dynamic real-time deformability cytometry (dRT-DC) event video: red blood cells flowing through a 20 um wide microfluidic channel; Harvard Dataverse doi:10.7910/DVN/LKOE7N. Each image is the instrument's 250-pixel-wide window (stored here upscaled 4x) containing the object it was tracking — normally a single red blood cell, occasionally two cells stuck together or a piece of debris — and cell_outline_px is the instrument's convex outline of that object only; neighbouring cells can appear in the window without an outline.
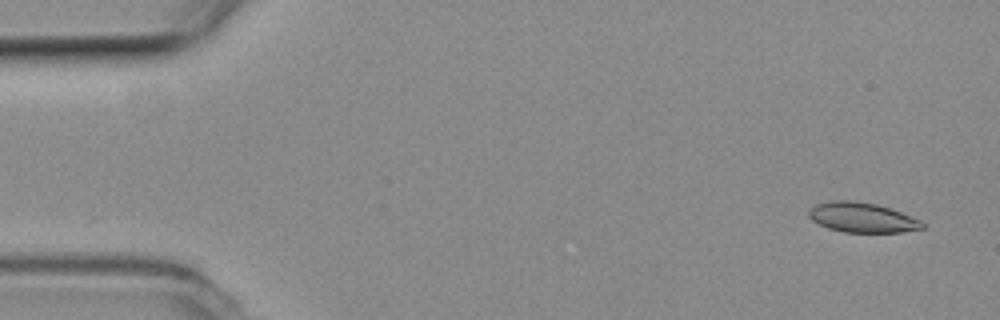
{"species": "common noctule bat (a hibernating species)", "species_latin": "Nyctalus noctula", "temperature_condition": "room temperature", "stored_images_in_passage": 54, "camera_frame_rate_fps": 3000, "um_per_image_px": 0.085, "animal": {"sex": "female", "body_mass_g": 19.3, "forearm_length_mm": 54.1}, "frame": {"image": 1, "passage_image": 3, "time_ms": 0.667, "image_size_px": [1000, 320], "cell_outline_px": [[924, 228], [900, 232], [844, 232], [828, 228], [812, 220], [808, 216], [808, 208], [816, 204], [832, 200], [852, 200], [876, 204], [900, 212], [920, 220], [924, 224]], "centroid_in_image_um": [73.23, 18.48], "position_along_channel_um": 11.8, "area_um2": 19.65}}
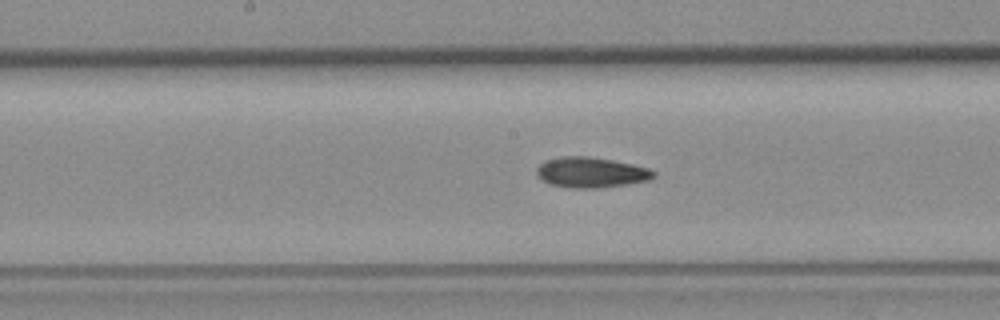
{"frame": {"image": 2, "passage_image": 27, "time_ms": 8.667, "image_size_px": [1000, 320], "cell_outline_px": [[656, 176], [648, 180], [628, 184], [596, 188], [568, 188], [548, 184], [540, 180], [536, 176], [536, 168], [544, 160], [564, 156], [588, 156], [612, 160], [632, 164], [648, 168], [656, 172]], "centroid_in_image_um": [50.19, 14.66], "position_along_channel_um": 198.0, "area_um2": 20.98}}
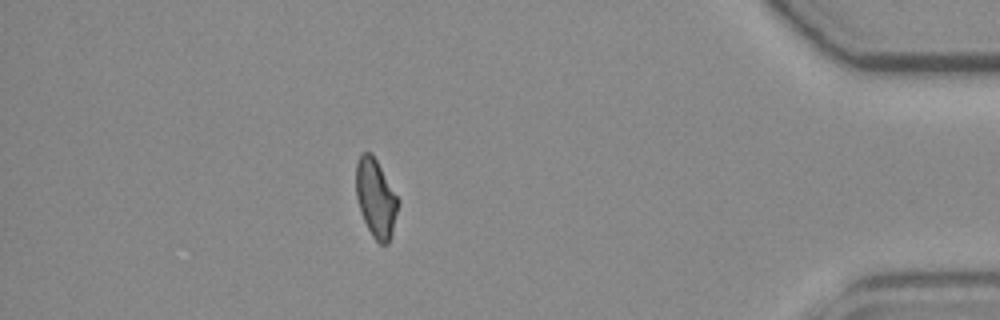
{"frame": {"image": 3, "passage_image": 47, "time_ms": 15.333, "image_size_px": [1000, 320], "cell_outline_px": [[400, 200], [392, 236], [388, 244], [380, 244], [372, 236], [364, 220], [356, 196], [356, 164], [360, 156], [364, 152], [372, 152]], "centroid_in_image_um": [31.97, 16.85], "position_along_channel_um": 403.2, "area_um2": 19.25}, "authors_computed_cell_mechanics": {"area_um2": 20.0566, "velocity_mm_per_s": 3.8235, "shape_relaxation_time_tau1_ms": null, "shape_relaxation_time_tau2_ms": 6.6524, "deformation_change_tau1": null, "deformation_change_tau2": 0.1332}}